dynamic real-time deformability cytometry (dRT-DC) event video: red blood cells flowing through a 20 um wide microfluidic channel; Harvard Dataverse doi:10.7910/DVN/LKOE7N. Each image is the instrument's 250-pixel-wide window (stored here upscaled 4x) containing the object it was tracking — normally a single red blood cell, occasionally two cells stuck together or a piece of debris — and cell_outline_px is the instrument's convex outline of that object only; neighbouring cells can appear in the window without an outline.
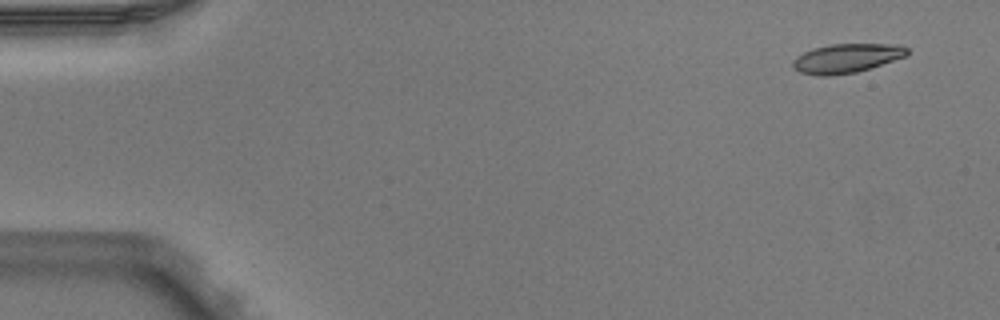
{"species": "Egyptian fruit bat (a non-hibernating species)", "species_latin": "Rousettus aegyptiacus", "temperature_condition": "warm", "stored_images_in_passage": 5, "camera_frame_rate_fps": 3000, "um_per_image_px": 0.085, "animal": {"sex": "male"}, "frame": {"image": 1, "passage_image": 1, "time_ms": 0.0, "image_size_px": [1000, 320], "cell_outline_px": [[908, 56], [872, 68], [856, 72], [832, 76], [816, 76], [800, 72], [792, 68], [792, 60], [796, 56], [812, 48], [832, 44], [900, 44], [908, 48]], "centroid_in_image_um": [71.97, 4.96], "position_along_channel_um": 13.0, "area_um2": 19.83}}
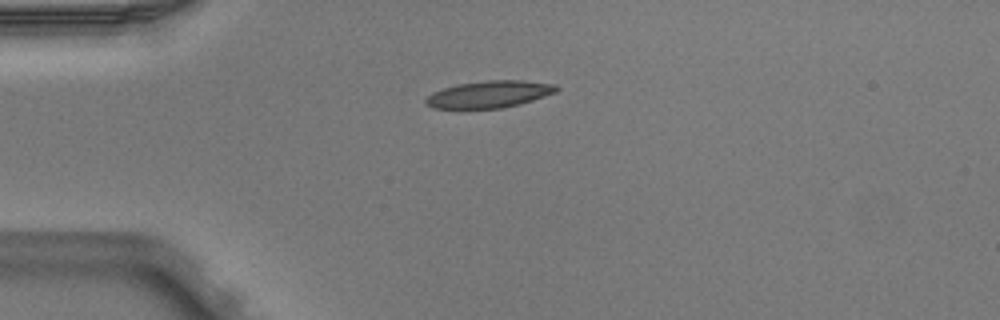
{"frame": {"image": 2, "passage_image": 3, "time_ms": 0.667, "image_size_px": [1000, 320], "cell_outline_px": [[560, 88], [556, 92], [520, 104], [500, 108], [432, 108], [424, 104], [424, 100], [432, 92], [444, 88], [460, 84], [488, 80], [524, 80], [556, 84]], "centroid_in_image_um": [41.6, 8.01], "position_along_channel_um": 43.4, "area_um2": 20.46}}